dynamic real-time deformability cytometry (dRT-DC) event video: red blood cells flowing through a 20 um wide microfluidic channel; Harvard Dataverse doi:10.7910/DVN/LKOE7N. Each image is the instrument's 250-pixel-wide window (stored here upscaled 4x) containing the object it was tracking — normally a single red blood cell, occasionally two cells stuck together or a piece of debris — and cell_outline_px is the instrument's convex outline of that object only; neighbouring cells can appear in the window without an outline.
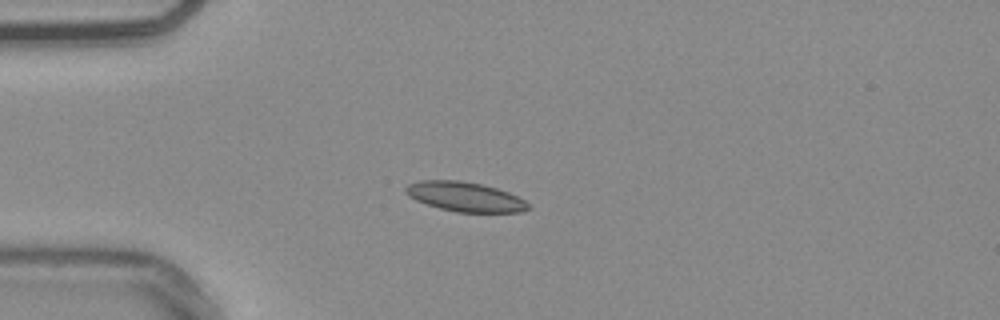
{"species": "common noctule bat (a hibernating species)", "species_latin": "Nyctalus noctula", "temperature_condition": "warm", "stored_images_in_passage": 47, "camera_frame_rate_fps": 3000, "um_per_image_px": 0.085, "animal": {"sex": "male", "body_mass_g": 20.4}, "frame": {"image": 1, "passage_image": 14, "time_ms": 4.333, "image_size_px": [1000, 320], "cell_outline_px": [[532, 208], [520, 212], [456, 212], [440, 208], [416, 200], [408, 196], [404, 192], [404, 188], [408, 184], [420, 180], [460, 180], [480, 184], [496, 188], [508, 192], [524, 200]], "centroid_in_image_um": [39.51, 16.72], "position_along_channel_um": 45.5, "area_um2": 21.04}}
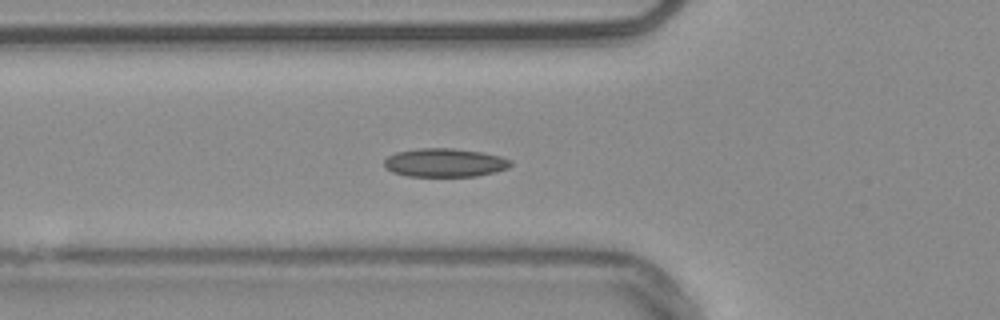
{"frame": {"image": 2, "passage_image": 19, "time_ms": 6.0, "image_size_px": [1000, 320], "cell_outline_px": [[512, 164], [508, 168], [496, 172], [476, 176], [408, 176], [392, 172], [384, 168], [384, 160], [388, 156], [396, 152], [420, 148], [452, 148], [484, 152], [500, 156], [512, 160]], "centroid_in_image_um": [37.81, 13.82], "position_along_channel_um": 88.0, "area_um2": 21.21}}
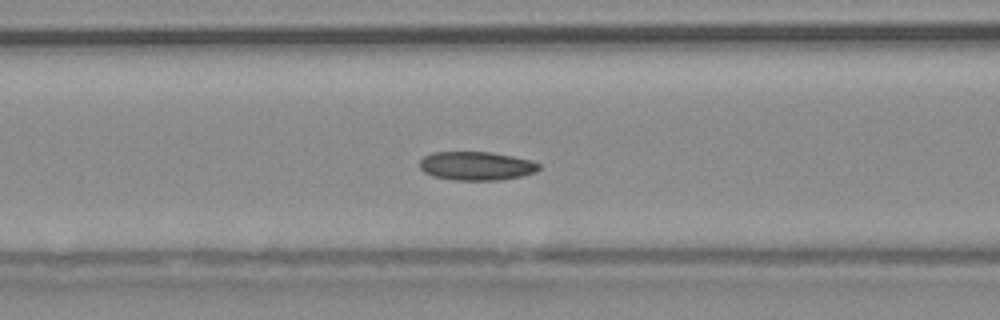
{"frame": {"image": 3, "passage_image": 22, "time_ms": 7.0, "image_size_px": [1000, 320], "cell_outline_px": [[540, 168], [536, 172], [520, 176], [500, 180], [456, 180], [432, 176], [424, 172], [420, 168], [420, 160], [424, 156], [432, 152], [492, 152], [532, 160], [540, 164]], "centroid_in_image_um": [40.49, 14.1], "position_along_channel_um": 126.1, "area_um2": 20.0}, "authors_computed_cell_mechanics": {"area_um2": 20.1144, "velocity_mm_per_s": 3.7535, "shape_relaxation_time_tau1_ms": 7.4144, "shape_relaxation_time_tau2_ms": 3.5518, "deformation_change_tau1": 0.12, "deformation_change_tau2": 0.0894}}